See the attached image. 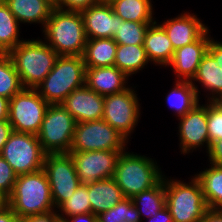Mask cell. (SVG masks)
Returning <instances> with one entry per match:
<instances>
[{"label": "cell", "mask_w": 222, "mask_h": 222, "mask_svg": "<svg viewBox=\"0 0 222 222\" xmlns=\"http://www.w3.org/2000/svg\"><path fill=\"white\" fill-rule=\"evenodd\" d=\"M207 153L210 164L222 166V139L213 141Z\"/></svg>", "instance_id": "74e56055"}, {"label": "cell", "mask_w": 222, "mask_h": 222, "mask_svg": "<svg viewBox=\"0 0 222 222\" xmlns=\"http://www.w3.org/2000/svg\"><path fill=\"white\" fill-rule=\"evenodd\" d=\"M205 222H222V214L217 210L208 209L204 218Z\"/></svg>", "instance_id": "bcb514c9"}, {"label": "cell", "mask_w": 222, "mask_h": 222, "mask_svg": "<svg viewBox=\"0 0 222 222\" xmlns=\"http://www.w3.org/2000/svg\"><path fill=\"white\" fill-rule=\"evenodd\" d=\"M207 129L210 144L222 139V101H208Z\"/></svg>", "instance_id": "e575fe53"}, {"label": "cell", "mask_w": 222, "mask_h": 222, "mask_svg": "<svg viewBox=\"0 0 222 222\" xmlns=\"http://www.w3.org/2000/svg\"><path fill=\"white\" fill-rule=\"evenodd\" d=\"M152 23L123 21L119 18L118 31L113 39L117 44L143 45L147 29Z\"/></svg>", "instance_id": "836d02e7"}, {"label": "cell", "mask_w": 222, "mask_h": 222, "mask_svg": "<svg viewBox=\"0 0 222 222\" xmlns=\"http://www.w3.org/2000/svg\"><path fill=\"white\" fill-rule=\"evenodd\" d=\"M128 142L121 133L103 119L79 122L76 123L69 152L128 151Z\"/></svg>", "instance_id": "ba28073f"}, {"label": "cell", "mask_w": 222, "mask_h": 222, "mask_svg": "<svg viewBox=\"0 0 222 222\" xmlns=\"http://www.w3.org/2000/svg\"><path fill=\"white\" fill-rule=\"evenodd\" d=\"M162 173L156 160L125 150L118 159L113 179L125 198H133L156 186L164 177Z\"/></svg>", "instance_id": "277c9868"}, {"label": "cell", "mask_w": 222, "mask_h": 222, "mask_svg": "<svg viewBox=\"0 0 222 222\" xmlns=\"http://www.w3.org/2000/svg\"><path fill=\"white\" fill-rule=\"evenodd\" d=\"M0 155L18 176L42 170L46 153L37 135L13 131Z\"/></svg>", "instance_id": "9c48e42d"}, {"label": "cell", "mask_w": 222, "mask_h": 222, "mask_svg": "<svg viewBox=\"0 0 222 222\" xmlns=\"http://www.w3.org/2000/svg\"><path fill=\"white\" fill-rule=\"evenodd\" d=\"M8 5L0 0V53H8L24 39L20 40V26Z\"/></svg>", "instance_id": "f546056e"}, {"label": "cell", "mask_w": 222, "mask_h": 222, "mask_svg": "<svg viewBox=\"0 0 222 222\" xmlns=\"http://www.w3.org/2000/svg\"><path fill=\"white\" fill-rule=\"evenodd\" d=\"M207 52L217 61L218 66L222 68V41L210 39Z\"/></svg>", "instance_id": "ab89813d"}, {"label": "cell", "mask_w": 222, "mask_h": 222, "mask_svg": "<svg viewBox=\"0 0 222 222\" xmlns=\"http://www.w3.org/2000/svg\"><path fill=\"white\" fill-rule=\"evenodd\" d=\"M6 204L20 220L56 210L45 171L18 175Z\"/></svg>", "instance_id": "6da1fadb"}, {"label": "cell", "mask_w": 222, "mask_h": 222, "mask_svg": "<svg viewBox=\"0 0 222 222\" xmlns=\"http://www.w3.org/2000/svg\"><path fill=\"white\" fill-rule=\"evenodd\" d=\"M136 92L133 87H129L123 92L104 96L102 119L127 140L140 120L141 107Z\"/></svg>", "instance_id": "8fae6325"}, {"label": "cell", "mask_w": 222, "mask_h": 222, "mask_svg": "<svg viewBox=\"0 0 222 222\" xmlns=\"http://www.w3.org/2000/svg\"><path fill=\"white\" fill-rule=\"evenodd\" d=\"M129 77L116 66L86 68L85 85L102 96L128 89Z\"/></svg>", "instance_id": "d6986e66"}, {"label": "cell", "mask_w": 222, "mask_h": 222, "mask_svg": "<svg viewBox=\"0 0 222 222\" xmlns=\"http://www.w3.org/2000/svg\"><path fill=\"white\" fill-rule=\"evenodd\" d=\"M124 151L69 152L81 184L113 178L118 159Z\"/></svg>", "instance_id": "4fadbf2b"}, {"label": "cell", "mask_w": 222, "mask_h": 222, "mask_svg": "<svg viewBox=\"0 0 222 222\" xmlns=\"http://www.w3.org/2000/svg\"><path fill=\"white\" fill-rule=\"evenodd\" d=\"M76 123L100 120L103 117L104 96L86 85L73 90L61 103Z\"/></svg>", "instance_id": "2e32d148"}, {"label": "cell", "mask_w": 222, "mask_h": 222, "mask_svg": "<svg viewBox=\"0 0 222 222\" xmlns=\"http://www.w3.org/2000/svg\"><path fill=\"white\" fill-rule=\"evenodd\" d=\"M164 28L174 50L198 40L208 29L194 13L185 12L163 21Z\"/></svg>", "instance_id": "ac0fdd59"}, {"label": "cell", "mask_w": 222, "mask_h": 222, "mask_svg": "<svg viewBox=\"0 0 222 222\" xmlns=\"http://www.w3.org/2000/svg\"><path fill=\"white\" fill-rule=\"evenodd\" d=\"M24 88H36L54 67L59 56L42 39H28L8 53Z\"/></svg>", "instance_id": "3957f363"}, {"label": "cell", "mask_w": 222, "mask_h": 222, "mask_svg": "<svg viewBox=\"0 0 222 222\" xmlns=\"http://www.w3.org/2000/svg\"><path fill=\"white\" fill-rule=\"evenodd\" d=\"M195 81L204 88L203 92H209L206 95L207 101H222V68L208 52L203 56L195 76L190 81L200 97L201 91Z\"/></svg>", "instance_id": "ffe728a7"}, {"label": "cell", "mask_w": 222, "mask_h": 222, "mask_svg": "<svg viewBox=\"0 0 222 222\" xmlns=\"http://www.w3.org/2000/svg\"><path fill=\"white\" fill-rule=\"evenodd\" d=\"M192 177L187 183L165 177L166 207L173 222H201L205 218L208 207L202 188L195 176Z\"/></svg>", "instance_id": "8992f818"}, {"label": "cell", "mask_w": 222, "mask_h": 222, "mask_svg": "<svg viewBox=\"0 0 222 222\" xmlns=\"http://www.w3.org/2000/svg\"><path fill=\"white\" fill-rule=\"evenodd\" d=\"M100 3H104V4H111L113 3L115 0H99Z\"/></svg>", "instance_id": "c3c4849f"}, {"label": "cell", "mask_w": 222, "mask_h": 222, "mask_svg": "<svg viewBox=\"0 0 222 222\" xmlns=\"http://www.w3.org/2000/svg\"><path fill=\"white\" fill-rule=\"evenodd\" d=\"M9 117V99L0 96V120H6Z\"/></svg>", "instance_id": "f6af8a7d"}, {"label": "cell", "mask_w": 222, "mask_h": 222, "mask_svg": "<svg viewBox=\"0 0 222 222\" xmlns=\"http://www.w3.org/2000/svg\"><path fill=\"white\" fill-rule=\"evenodd\" d=\"M54 8L63 11L81 12L100 3L99 0H53Z\"/></svg>", "instance_id": "8d00e7d4"}, {"label": "cell", "mask_w": 222, "mask_h": 222, "mask_svg": "<svg viewBox=\"0 0 222 222\" xmlns=\"http://www.w3.org/2000/svg\"><path fill=\"white\" fill-rule=\"evenodd\" d=\"M76 121L62 104H49L37 134L46 154L69 153Z\"/></svg>", "instance_id": "52a82bcc"}, {"label": "cell", "mask_w": 222, "mask_h": 222, "mask_svg": "<svg viewBox=\"0 0 222 222\" xmlns=\"http://www.w3.org/2000/svg\"><path fill=\"white\" fill-rule=\"evenodd\" d=\"M23 88L11 58L7 53H0V96L10 100Z\"/></svg>", "instance_id": "4dcf8cb0"}, {"label": "cell", "mask_w": 222, "mask_h": 222, "mask_svg": "<svg viewBox=\"0 0 222 222\" xmlns=\"http://www.w3.org/2000/svg\"><path fill=\"white\" fill-rule=\"evenodd\" d=\"M175 81L174 88L166 96V103L173 109L176 117H181L191 111L201 98H198L190 81Z\"/></svg>", "instance_id": "4316f807"}, {"label": "cell", "mask_w": 222, "mask_h": 222, "mask_svg": "<svg viewBox=\"0 0 222 222\" xmlns=\"http://www.w3.org/2000/svg\"><path fill=\"white\" fill-rule=\"evenodd\" d=\"M12 132L13 128L9 120H0V153Z\"/></svg>", "instance_id": "60d3db41"}, {"label": "cell", "mask_w": 222, "mask_h": 222, "mask_svg": "<svg viewBox=\"0 0 222 222\" xmlns=\"http://www.w3.org/2000/svg\"><path fill=\"white\" fill-rule=\"evenodd\" d=\"M85 77L82 56H58L50 73L35 89L48 104H61L73 90L85 86Z\"/></svg>", "instance_id": "5b68a950"}, {"label": "cell", "mask_w": 222, "mask_h": 222, "mask_svg": "<svg viewBox=\"0 0 222 222\" xmlns=\"http://www.w3.org/2000/svg\"><path fill=\"white\" fill-rule=\"evenodd\" d=\"M44 41L59 56H82L87 42L80 12L54 8L43 28Z\"/></svg>", "instance_id": "7a4b0ae2"}, {"label": "cell", "mask_w": 222, "mask_h": 222, "mask_svg": "<svg viewBox=\"0 0 222 222\" xmlns=\"http://www.w3.org/2000/svg\"><path fill=\"white\" fill-rule=\"evenodd\" d=\"M98 222H141L138 209L133 204L132 198H124L108 211L97 215Z\"/></svg>", "instance_id": "d6a6232c"}, {"label": "cell", "mask_w": 222, "mask_h": 222, "mask_svg": "<svg viewBox=\"0 0 222 222\" xmlns=\"http://www.w3.org/2000/svg\"><path fill=\"white\" fill-rule=\"evenodd\" d=\"M0 222H21L18 216L7 205L0 206Z\"/></svg>", "instance_id": "b9f144b4"}, {"label": "cell", "mask_w": 222, "mask_h": 222, "mask_svg": "<svg viewBox=\"0 0 222 222\" xmlns=\"http://www.w3.org/2000/svg\"><path fill=\"white\" fill-rule=\"evenodd\" d=\"M209 33L208 29L195 42L174 51L172 61L168 67H172L176 80L191 81L193 79L203 56L207 53L212 38Z\"/></svg>", "instance_id": "9a60e30c"}, {"label": "cell", "mask_w": 222, "mask_h": 222, "mask_svg": "<svg viewBox=\"0 0 222 222\" xmlns=\"http://www.w3.org/2000/svg\"><path fill=\"white\" fill-rule=\"evenodd\" d=\"M48 103L35 88H23L9 100V123L13 131L37 135Z\"/></svg>", "instance_id": "30bf717a"}, {"label": "cell", "mask_w": 222, "mask_h": 222, "mask_svg": "<svg viewBox=\"0 0 222 222\" xmlns=\"http://www.w3.org/2000/svg\"><path fill=\"white\" fill-rule=\"evenodd\" d=\"M150 61L143 45L118 44L115 54L114 66L124 72L128 77L144 69Z\"/></svg>", "instance_id": "484cf974"}, {"label": "cell", "mask_w": 222, "mask_h": 222, "mask_svg": "<svg viewBox=\"0 0 222 222\" xmlns=\"http://www.w3.org/2000/svg\"><path fill=\"white\" fill-rule=\"evenodd\" d=\"M59 216L56 210L49 211L42 214H36L24 218L21 222H57Z\"/></svg>", "instance_id": "f35d334b"}, {"label": "cell", "mask_w": 222, "mask_h": 222, "mask_svg": "<svg viewBox=\"0 0 222 222\" xmlns=\"http://www.w3.org/2000/svg\"><path fill=\"white\" fill-rule=\"evenodd\" d=\"M57 222H67L65 219H58Z\"/></svg>", "instance_id": "681fc988"}, {"label": "cell", "mask_w": 222, "mask_h": 222, "mask_svg": "<svg viewBox=\"0 0 222 222\" xmlns=\"http://www.w3.org/2000/svg\"><path fill=\"white\" fill-rule=\"evenodd\" d=\"M56 211L60 219L78 214L92 213L87 184H80L74 194L63 202Z\"/></svg>", "instance_id": "1f68e13d"}, {"label": "cell", "mask_w": 222, "mask_h": 222, "mask_svg": "<svg viewBox=\"0 0 222 222\" xmlns=\"http://www.w3.org/2000/svg\"><path fill=\"white\" fill-rule=\"evenodd\" d=\"M16 178L10 164L0 155V193L6 199L12 193Z\"/></svg>", "instance_id": "d590c367"}, {"label": "cell", "mask_w": 222, "mask_h": 222, "mask_svg": "<svg viewBox=\"0 0 222 222\" xmlns=\"http://www.w3.org/2000/svg\"><path fill=\"white\" fill-rule=\"evenodd\" d=\"M178 137L181 154H189L193 150L210 147L207 129V104L198 103L191 111L178 118Z\"/></svg>", "instance_id": "5bb4252c"}, {"label": "cell", "mask_w": 222, "mask_h": 222, "mask_svg": "<svg viewBox=\"0 0 222 222\" xmlns=\"http://www.w3.org/2000/svg\"><path fill=\"white\" fill-rule=\"evenodd\" d=\"M43 170L51 190L55 209L67 201L81 184L69 153L46 154Z\"/></svg>", "instance_id": "7c38bea8"}, {"label": "cell", "mask_w": 222, "mask_h": 222, "mask_svg": "<svg viewBox=\"0 0 222 222\" xmlns=\"http://www.w3.org/2000/svg\"><path fill=\"white\" fill-rule=\"evenodd\" d=\"M111 6L123 21L154 23L151 0H115Z\"/></svg>", "instance_id": "83f0119b"}, {"label": "cell", "mask_w": 222, "mask_h": 222, "mask_svg": "<svg viewBox=\"0 0 222 222\" xmlns=\"http://www.w3.org/2000/svg\"><path fill=\"white\" fill-rule=\"evenodd\" d=\"M6 204V198L0 193V206Z\"/></svg>", "instance_id": "7dc6e473"}, {"label": "cell", "mask_w": 222, "mask_h": 222, "mask_svg": "<svg viewBox=\"0 0 222 222\" xmlns=\"http://www.w3.org/2000/svg\"><path fill=\"white\" fill-rule=\"evenodd\" d=\"M199 181L208 209L222 208V166L211 164L194 175Z\"/></svg>", "instance_id": "d4e9b609"}, {"label": "cell", "mask_w": 222, "mask_h": 222, "mask_svg": "<svg viewBox=\"0 0 222 222\" xmlns=\"http://www.w3.org/2000/svg\"><path fill=\"white\" fill-rule=\"evenodd\" d=\"M92 213L98 215L108 211L125 196L113 178L87 184Z\"/></svg>", "instance_id": "603a6c76"}, {"label": "cell", "mask_w": 222, "mask_h": 222, "mask_svg": "<svg viewBox=\"0 0 222 222\" xmlns=\"http://www.w3.org/2000/svg\"><path fill=\"white\" fill-rule=\"evenodd\" d=\"M132 200L141 219L142 216L143 219L144 217L148 219L157 215V212L166 206L165 175L156 186L135 195Z\"/></svg>", "instance_id": "f1b7e54d"}, {"label": "cell", "mask_w": 222, "mask_h": 222, "mask_svg": "<svg viewBox=\"0 0 222 222\" xmlns=\"http://www.w3.org/2000/svg\"><path fill=\"white\" fill-rule=\"evenodd\" d=\"M118 44L113 38L87 39L83 52L86 68L114 66Z\"/></svg>", "instance_id": "cb8c5ba5"}, {"label": "cell", "mask_w": 222, "mask_h": 222, "mask_svg": "<svg viewBox=\"0 0 222 222\" xmlns=\"http://www.w3.org/2000/svg\"><path fill=\"white\" fill-rule=\"evenodd\" d=\"M19 23H40L43 28L54 9L53 0H3Z\"/></svg>", "instance_id": "7402d4cb"}, {"label": "cell", "mask_w": 222, "mask_h": 222, "mask_svg": "<svg viewBox=\"0 0 222 222\" xmlns=\"http://www.w3.org/2000/svg\"><path fill=\"white\" fill-rule=\"evenodd\" d=\"M87 39L113 38L119 27V16L111 4L98 3L80 12Z\"/></svg>", "instance_id": "e0dca14e"}, {"label": "cell", "mask_w": 222, "mask_h": 222, "mask_svg": "<svg viewBox=\"0 0 222 222\" xmlns=\"http://www.w3.org/2000/svg\"><path fill=\"white\" fill-rule=\"evenodd\" d=\"M148 222H173V218L168 208L165 206L157 212V215L148 218Z\"/></svg>", "instance_id": "7bdbcfd3"}, {"label": "cell", "mask_w": 222, "mask_h": 222, "mask_svg": "<svg viewBox=\"0 0 222 222\" xmlns=\"http://www.w3.org/2000/svg\"><path fill=\"white\" fill-rule=\"evenodd\" d=\"M143 47L150 63L164 67L171 63L175 50L159 22L155 21L150 24L145 34Z\"/></svg>", "instance_id": "44dd1931"}, {"label": "cell", "mask_w": 222, "mask_h": 222, "mask_svg": "<svg viewBox=\"0 0 222 222\" xmlns=\"http://www.w3.org/2000/svg\"><path fill=\"white\" fill-rule=\"evenodd\" d=\"M65 220L67 222H97V215L93 213L78 214L67 217Z\"/></svg>", "instance_id": "ee69618b"}]
</instances>
